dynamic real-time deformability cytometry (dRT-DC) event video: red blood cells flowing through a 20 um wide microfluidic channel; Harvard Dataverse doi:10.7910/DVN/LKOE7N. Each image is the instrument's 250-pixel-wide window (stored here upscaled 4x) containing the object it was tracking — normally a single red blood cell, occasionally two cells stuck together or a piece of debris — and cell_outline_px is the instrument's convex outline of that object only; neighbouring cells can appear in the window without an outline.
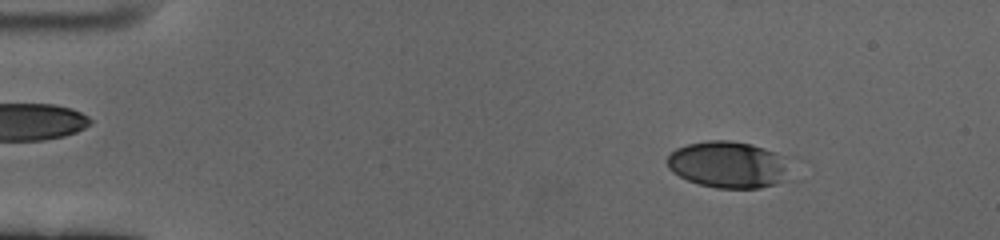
{"species": "human", "species_latin": "Homo sapiens", "temperature_condition": "cold", "stored_images_in_passage": 57, "camera_frame_rate_fps": 3000, "um_per_image_px": 0.085, "donor": {"sex": "female"}, "frame": {"image": 1, "passage_image": 5, "time_ms": 1.333, "image_size_px": [1000, 240], "cell_outline_px": [[792, 180], [760, 188], [716, 188], [700, 184], [688, 180], [672, 172], [668, 168], [668, 156], [676, 148], [688, 144], [708, 140], [728, 140], [752, 144], [776, 152], [784, 156], [788, 160]], "centroid_in_image_um": [62.0, 14.0], "position_along_channel_um": 23.0, "area_um2": 33.99}}
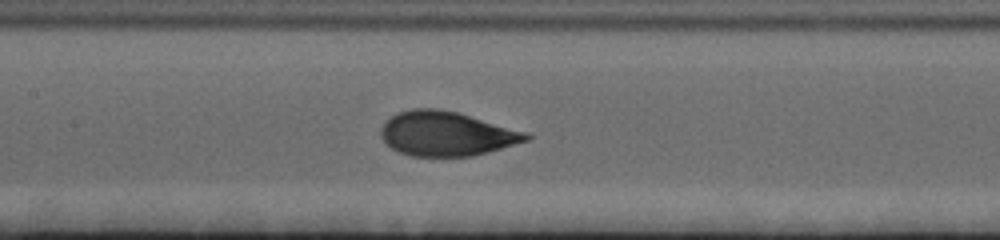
{"frame": {"image": 2, "passage_image": 26, "time_ms": 8.333, "image_size_px": [1000, 240], "cell_outline_px": [[532, 136], [528, 140], [472, 156], [412, 156], [400, 152], [384, 144], [380, 136], [380, 128], [384, 120], [396, 112], [412, 108], [436, 108], [456, 112], [528, 132]], "centroid_in_image_um": [37.88, 11.35], "position_along_channel_um": 169.5, "area_um2": 37.69}}
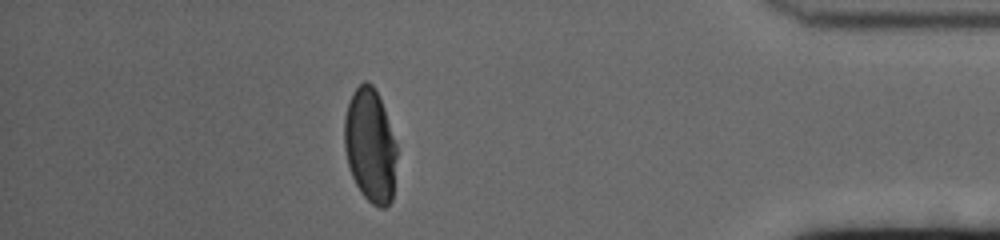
{"frame": {"image": 3, "passage_image": 50, "time_ms": 16.333, "image_size_px": [1000, 240], "cell_outline_px": [[396, 156], [392, 200], [384, 208], [380, 208], [372, 204], [364, 196], [356, 184], [352, 176], [348, 164], [344, 148], [344, 116], [348, 104], [356, 88], [364, 80], [372, 84], [384, 108], [396, 144]], "centroid_in_image_um": [31.45, 12.38], "position_along_channel_um": 403.7, "area_um2": 34.45}, "authors_computed_cell_mechanics": {"area_um2": 37.4544, "velocity_mm_per_s": 3.3967, "shape_relaxation_time_tau1_ms": 3.9781, "shape_relaxation_time_tau2_ms": null, "deformation_change_tau1": 0.1749, "deformation_change_tau2": null}}